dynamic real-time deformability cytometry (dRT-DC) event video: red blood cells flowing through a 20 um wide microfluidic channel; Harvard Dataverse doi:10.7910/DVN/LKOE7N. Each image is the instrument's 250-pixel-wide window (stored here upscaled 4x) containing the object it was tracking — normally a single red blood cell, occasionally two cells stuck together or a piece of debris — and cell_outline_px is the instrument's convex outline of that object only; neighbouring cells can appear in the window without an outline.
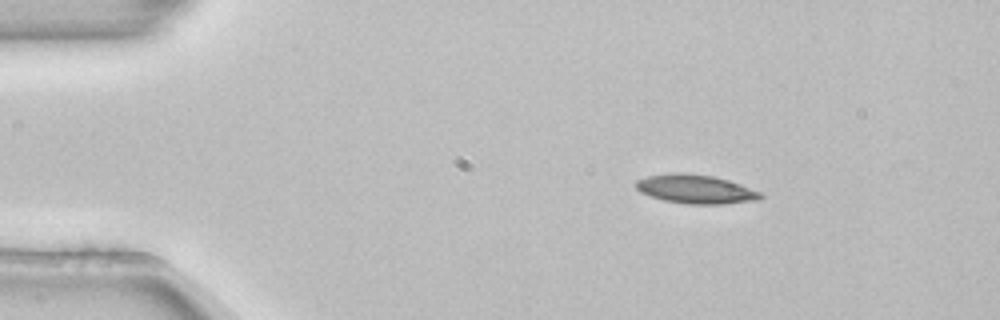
{"species": "common noctule bat (a hibernating species)", "species_latin": "Nyctalus noctula", "temperature_condition": "room temperature", "stored_images_in_passage": 3, "camera_frame_rate_fps": 3000, "um_per_image_px": 0.085, "animal": {"sex": "female", "body_mass_g": 22.7, "forearm_length_mm": 54.2}, "frame": {"image": 1, "passage_image": 1, "time_ms": 0.0, "image_size_px": [1000, 320], "cell_outline_px": [[764, 196], [760, 200], [724, 204], [688, 204], [664, 200], [640, 192], [636, 188], [636, 180], [648, 176], [676, 172], [684, 172], [712, 176], [728, 180], [760, 192]], "centroid_in_image_um": [59.14, 16.08], "position_along_channel_um": 25.9, "area_um2": 20.87}}
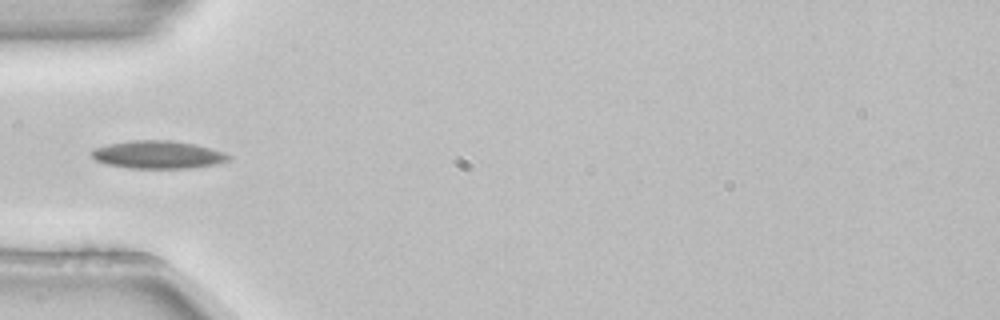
{"frame": {"image": 2, "passage_image": 3, "time_ms": 0.667, "image_size_px": [1000, 320], "cell_outline_px": [[232, 156], [228, 160], [216, 164], [192, 168], [128, 168], [104, 164], [96, 160], [88, 152], [92, 148], [108, 144], [132, 140], [172, 140], [196, 144], [224, 152]], "centroid_in_image_um": [13.39, 13.14], "position_along_channel_um": 71.6, "area_um2": 22.48}}